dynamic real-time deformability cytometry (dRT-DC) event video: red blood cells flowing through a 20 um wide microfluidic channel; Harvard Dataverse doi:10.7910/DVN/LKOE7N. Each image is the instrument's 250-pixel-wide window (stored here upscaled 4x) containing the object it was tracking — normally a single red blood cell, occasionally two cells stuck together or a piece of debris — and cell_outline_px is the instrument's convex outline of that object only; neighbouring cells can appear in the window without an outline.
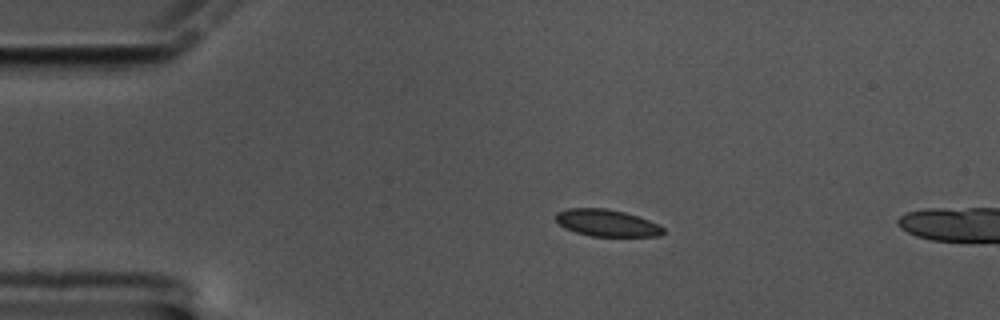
{"species": "common noctule bat (a hibernating species)", "species_latin": "Nyctalus noctula", "temperature_condition": "cold", "stored_images_in_passage": 5, "camera_frame_rate_fps": 3000, "um_per_image_px": 0.085, "animal": {"sex": "male", "body_mass_g": 17.5, "forearm_length_mm": 52.3}, "frame": {"image": 1, "passage_image": 1, "time_ms": 0.0, "image_size_px": [1000, 320], "cell_outline_px": [[664, 232], [660, 236], [592, 236], [576, 232], [564, 228], [556, 220], [556, 212], [568, 208], [604, 208], [624, 212], [660, 224], [664, 228]], "centroid_in_image_um": [51.58, 18.95], "position_along_channel_um": 33.4, "area_um2": 16.76}}